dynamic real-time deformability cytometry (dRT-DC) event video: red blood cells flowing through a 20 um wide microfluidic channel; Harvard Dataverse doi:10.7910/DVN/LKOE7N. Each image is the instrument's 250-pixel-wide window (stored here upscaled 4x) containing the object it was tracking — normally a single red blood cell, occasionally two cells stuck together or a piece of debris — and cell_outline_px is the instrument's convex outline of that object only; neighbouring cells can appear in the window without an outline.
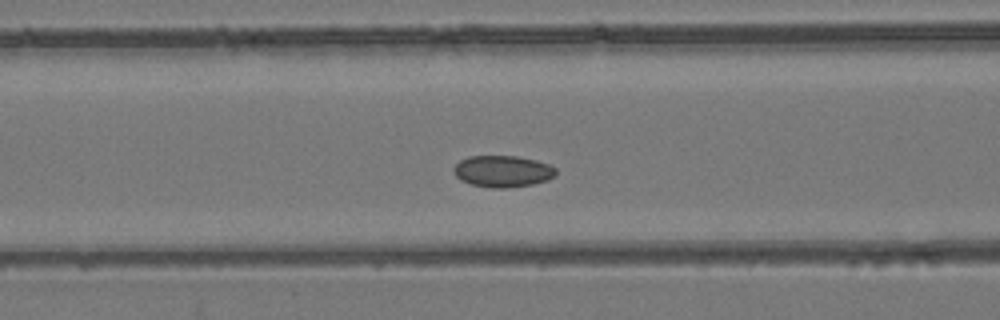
{"species": "common noctule bat (a hibernating species)", "species_latin": "Nyctalus noctula", "temperature_condition": "room temperature", "stored_images_in_passage": 40, "camera_frame_rate_fps": 3000, "um_per_image_px": 0.085, "animal": {"sex": "female", "body_mass_g": 24.6, "forearm_length_mm": 56.2}, "frame": {"image": 1, "passage_image": 19, "time_ms": 6.0, "image_size_px": [1000, 320], "cell_outline_px": [[556, 176], [548, 180], [532, 184], [508, 188], [492, 188], [472, 184], [460, 180], [452, 172], [452, 168], [460, 160], [468, 156], [516, 156], [536, 160], [548, 164], [556, 168]], "centroid_in_image_um": [42.72, 14.56], "position_along_channel_um": 123.9, "area_um2": 18.96}}
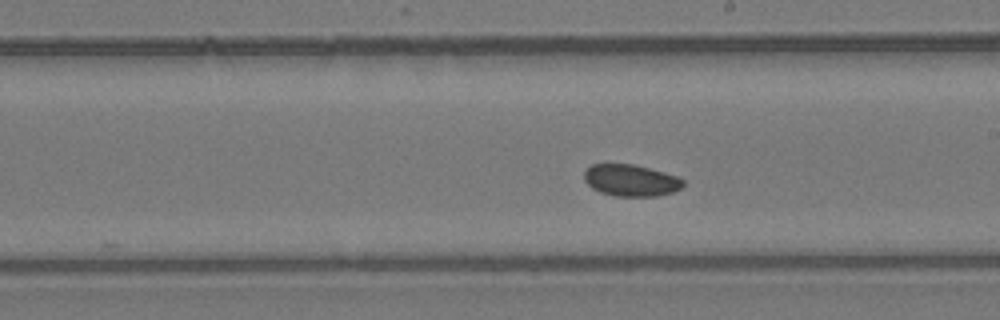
{"frame": {"image": 2, "passage_image": 28, "time_ms": 9.0, "image_size_px": [1000, 320], "cell_outline_px": [[684, 184], [680, 188], [672, 192], [656, 196], [616, 196], [600, 192], [592, 188], [584, 180], [584, 172], [592, 164], [632, 164], [680, 176], [684, 180]], "centroid_in_image_um": [53.63, 15.33], "position_along_channel_um": 235.4, "area_um2": 18.26}}
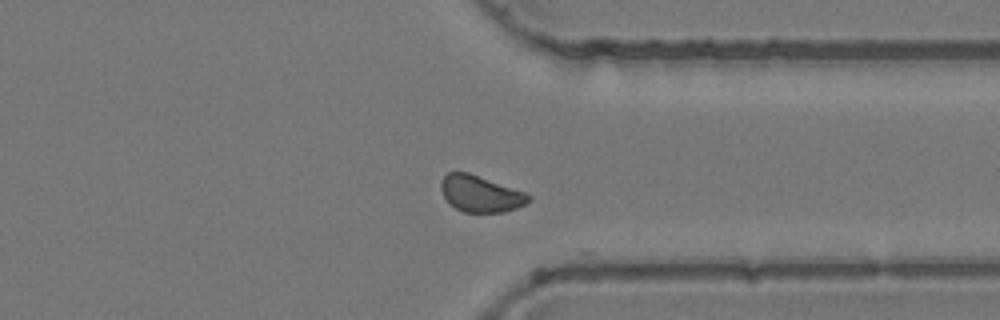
{"frame": {"image": 3, "passage_image": 39, "time_ms": 12.667, "image_size_px": [1000, 320], "cell_outline_px": [[532, 200], [516, 208], [504, 212], [464, 212], [448, 204], [440, 188], [440, 184], [444, 176], [448, 172], [468, 172], [524, 192], [532, 196]], "centroid_in_image_um": [40.83, 16.48], "position_along_channel_um": 370.6, "area_um2": 18.5}, "authors_computed_cell_mechanics": {"area_um2": 19.0162, "velocity_mm_per_s": 3.725, "shape_relaxation_time_tau1_ms": null, "shape_relaxation_time_tau2_ms": 9.4008, "deformation_change_tau1": null, "deformation_change_tau2": 0.0994}}